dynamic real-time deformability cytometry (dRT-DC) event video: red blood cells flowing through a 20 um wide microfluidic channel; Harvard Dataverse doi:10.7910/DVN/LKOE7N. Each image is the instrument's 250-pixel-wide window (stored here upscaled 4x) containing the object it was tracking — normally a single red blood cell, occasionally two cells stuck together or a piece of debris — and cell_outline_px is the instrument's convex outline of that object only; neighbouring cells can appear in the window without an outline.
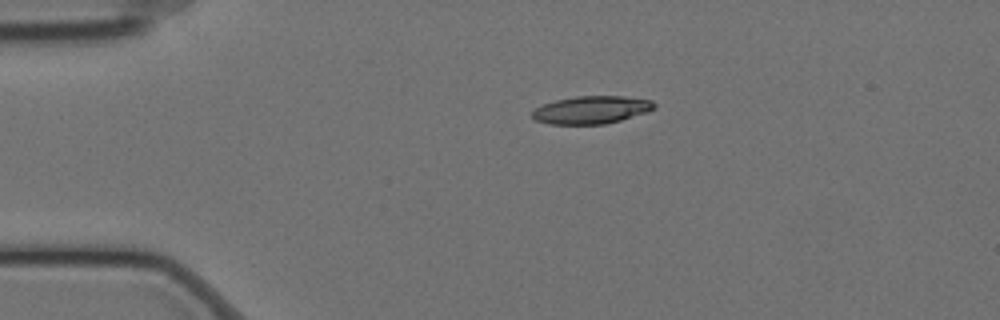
{"species": "Egyptian fruit bat (a non-hibernating species)", "species_latin": "Rousettus aegyptiacus", "temperature_condition": "cold", "stored_images_in_passage": 46, "camera_frame_rate_fps": 3000, "um_per_image_px": 0.085, "animal": {"sex": "female"}, "frame": {"image": 1, "passage_image": 1, "time_ms": 0.0, "image_size_px": [1000, 320], "cell_outline_px": [[656, 108], [620, 120], [604, 124], [548, 124], [536, 120], [532, 116], [532, 112], [536, 108], [544, 104], [556, 100], [576, 96], [624, 96], [652, 100], [656, 104]], "centroid_in_image_um": [50.27, 9.33], "position_along_channel_um": 34.7, "area_um2": 19.54}}
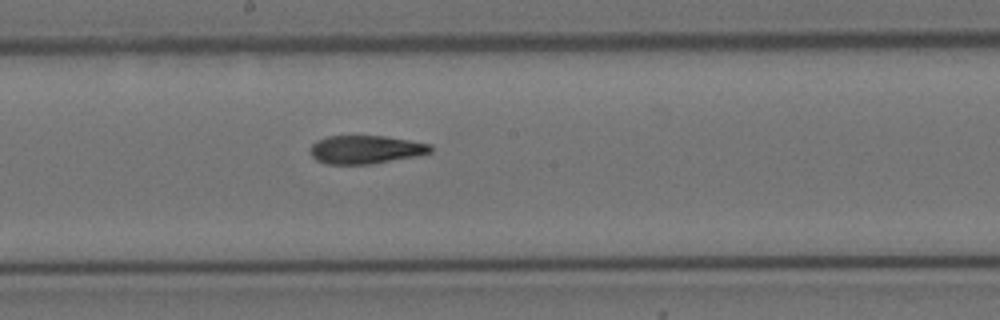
{"frame": {"image": 2, "passage_image": 20, "time_ms": 6.333, "image_size_px": [1000, 320], "cell_outline_px": [[432, 152], [416, 156], [372, 164], [328, 164], [316, 160], [308, 152], [312, 144], [316, 140], [328, 136], [384, 136], [432, 144]], "centroid_in_image_um": [31.06, 12.71], "position_along_channel_um": 217.1, "area_um2": 19.94}}
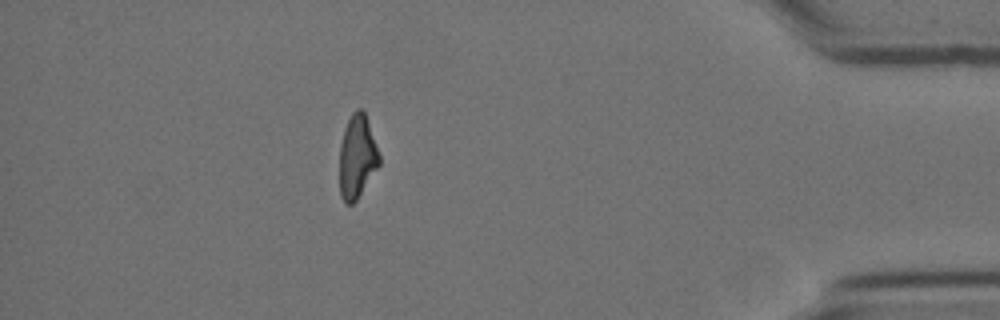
{"frame": {"image": 3, "passage_image": 40, "time_ms": 13.0, "image_size_px": [1000, 320], "cell_outline_px": [[380, 164], [356, 200], [352, 204], [344, 204], [340, 196], [340, 144], [344, 128], [352, 112], [356, 108], [360, 108], [364, 112], [380, 156]], "centroid_in_image_um": [30.34, 13.34], "position_along_channel_um": 404.9, "area_um2": 19.13}, "authors_computed_cell_mechanics": {"area_um2": 20.2589, "velocity_mm_per_s": 3.5121, "shape_relaxation_time_tau1_ms": 8.514, "shape_relaxation_time_tau2_ms": 4.1026, "deformation_change_tau1": 0.2322, "deformation_change_tau2": 0.1341}}